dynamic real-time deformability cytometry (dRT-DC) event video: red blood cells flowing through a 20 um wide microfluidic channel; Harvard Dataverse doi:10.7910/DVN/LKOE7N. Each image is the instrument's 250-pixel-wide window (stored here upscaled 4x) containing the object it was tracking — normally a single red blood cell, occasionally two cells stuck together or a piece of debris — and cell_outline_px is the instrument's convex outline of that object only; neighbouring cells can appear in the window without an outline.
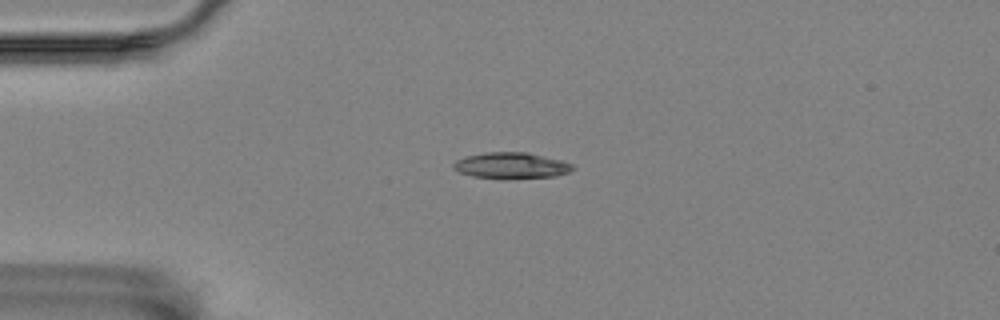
{"species": "Egyptian fruit bat (a non-hibernating species)", "species_latin": "Rousettus aegyptiacus", "temperature_condition": "room temperature", "stored_images_in_passage": 40, "camera_frame_rate_fps": 3000, "um_per_image_px": 0.085, "animal": {"sex": "female"}, "frame": {"image": 1, "passage_image": 1, "time_ms": 0.0, "image_size_px": [1000, 320], "cell_outline_px": [[572, 168], [568, 172], [556, 176], [472, 176], [460, 172], [452, 168], [452, 164], [456, 160], [464, 156], [484, 152], [528, 152], [560, 160], [572, 164]], "centroid_in_image_um": [43.39, 14.01], "position_along_channel_um": 41.6, "area_um2": 17.22}}
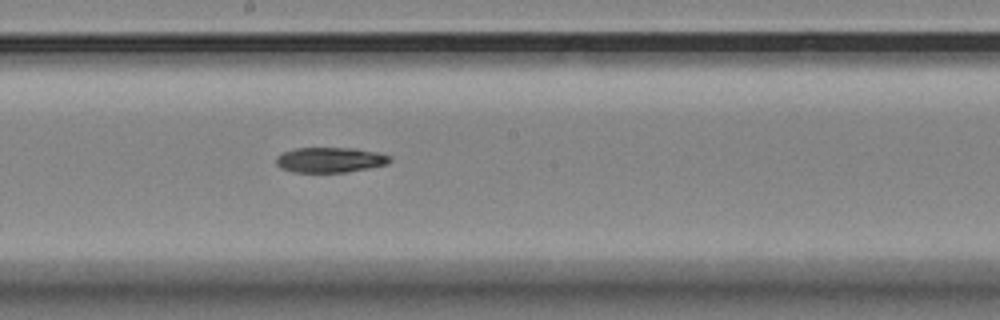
{"frame": {"image": 2, "passage_image": 18, "time_ms": 5.667, "image_size_px": [1000, 320], "cell_outline_px": [[392, 160], [388, 164], [348, 172], [292, 172], [280, 168], [276, 164], [276, 156], [284, 152], [296, 148], [356, 148], [376, 152], [392, 156]], "centroid_in_image_um": [28.07, 13.59], "position_along_channel_um": 220.1, "area_um2": 16.82}}
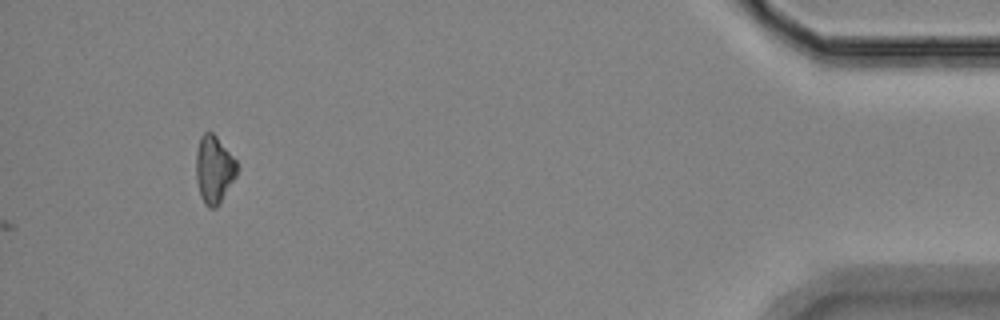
{"frame": {"image": 3, "passage_image": 40, "time_ms": 13.0, "image_size_px": [1000, 320], "cell_outline_px": [[240, 168], [236, 176], [220, 204], [216, 208], [208, 208], [204, 204], [200, 196], [196, 180], [196, 152], [200, 136], [204, 132], [212, 132], [216, 136], [236, 160]], "centroid_in_image_um": [18.2, 14.43], "position_along_channel_um": 417.0, "area_um2": 16.42}}